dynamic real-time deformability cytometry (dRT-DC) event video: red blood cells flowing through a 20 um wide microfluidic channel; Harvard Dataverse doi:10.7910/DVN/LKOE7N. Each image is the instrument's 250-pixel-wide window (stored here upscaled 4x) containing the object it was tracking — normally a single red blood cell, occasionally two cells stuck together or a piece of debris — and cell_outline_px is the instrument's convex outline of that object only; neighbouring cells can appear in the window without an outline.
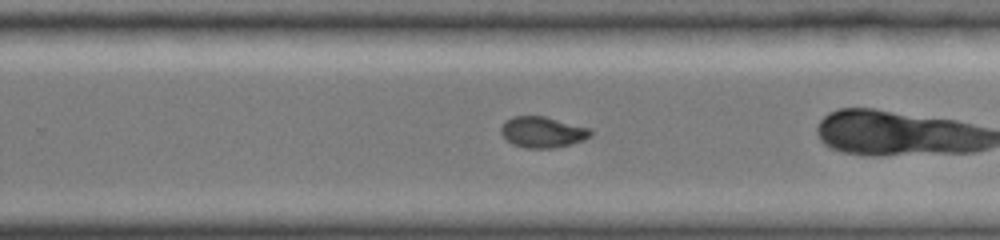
{"species": "common noctule bat (a hibernating species)", "species_latin": "Nyctalus noctula", "temperature_condition": "cold", "stored_images_in_passage": 37, "camera_frame_rate_fps": 3000, "um_per_image_px": 0.085, "animal": {"sex": "female", "body_mass_g": 19.0, "forearm_length_mm": 51.5}, "frame": {"image": 1, "passage_image": 28, "time_ms": 9.0, "image_size_px": [1000, 240], "cell_outline_px": [[592, 136], [584, 140], [556, 148], [524, 148], [512, 144], [500, 132], [500, 128], [512, 116], [544, 116], [592, 128]], "centroid_in_image_um": [46.16, 11.23], "position_along_channel_um": 283.6, "area_um2": 16.24}}
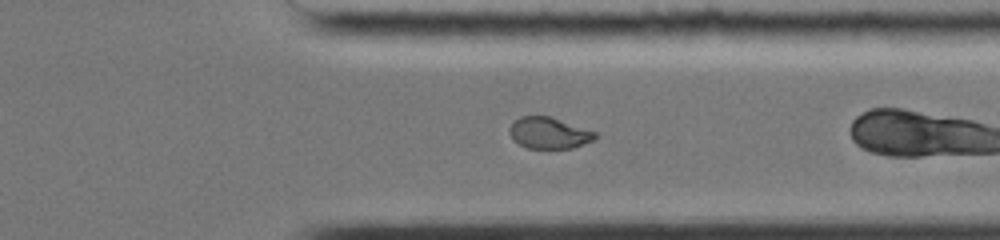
{"frame": {"image": 2, "passage_image": 34, "time_ms": 11.0, "image_size_px": [1000, 240], "cell_outline_px": [[596, 140], [572, 148], [528, 148], [520, 144], [508, 132], [508, 128], [520, 116], [548, 116], [596, 132]], "centroid_in_image_um": [46.67, 11.31], "position_along_channel_um": 364.7, "area_um2": 15.37}}